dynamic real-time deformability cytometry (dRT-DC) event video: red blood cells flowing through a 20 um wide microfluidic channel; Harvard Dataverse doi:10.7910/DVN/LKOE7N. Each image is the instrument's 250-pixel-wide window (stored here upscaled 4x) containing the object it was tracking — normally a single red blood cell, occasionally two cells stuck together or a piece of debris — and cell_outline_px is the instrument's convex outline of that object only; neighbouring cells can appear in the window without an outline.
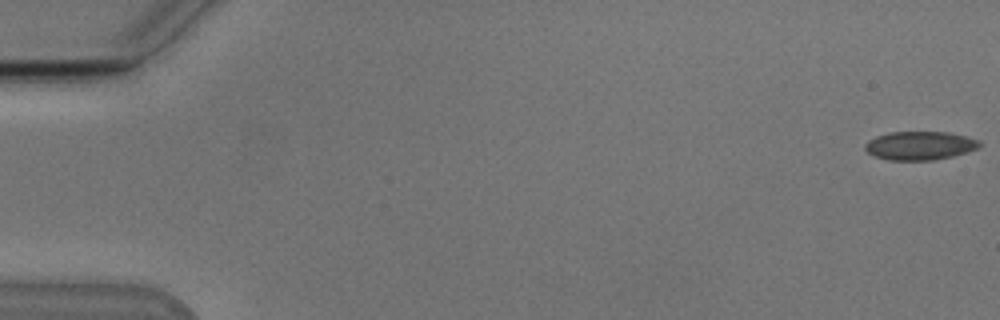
{"species": "Egyptian fruit bat (a non-hibernating species)", "species_latin": "Rousettus aegyptiacus", "temperature_condition": "cold", "stored_images_in_passage": 54, "camera_frame_rate_fps": 3000, "um_per_image_px": 0.085, "animal": {"sex": "male"}, "frame": {"image": 1, "passage_image": 1, "time_ms": 0.0, "image_size_px": [1000, 320], "cell_outline_px": [[980, 144], [976, 148], [952, 156], [932, 160], [888, 160], [876, 156], [868, 152], [864, 148], [864, 144], [868, 140], [876, 136], [888, 132], [948, 132], [968, 136], [980, 140]], "centroid_in_image_um": [78.16, 12.36], "position_along_channel_um": 6.8, "area_um2": 18.96}}
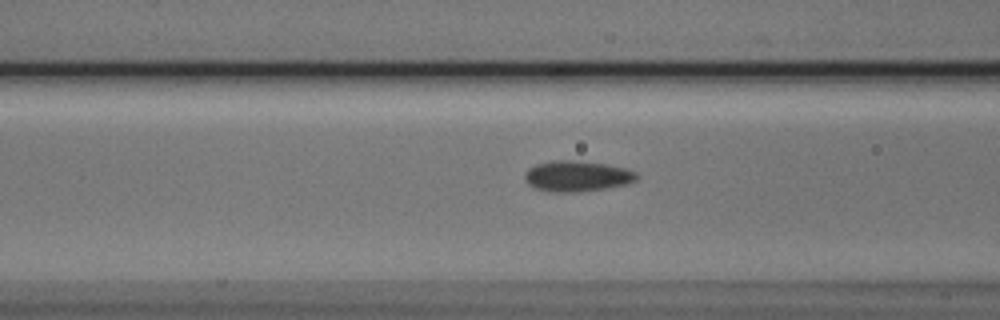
{"frame": {"image": 2, "passage_image": 22, "time_ms": 7.0, "image_size_px": [1000, 320], "cell_outline_px": [[640, 176], [636, 180], [624, 184], [604, 188], [576, 192], [556, 192], [532, 188], [528, 184], [524, 176], [524, 172], [528, 168], [536, 164], [556, 160], [572, 160], [604, 164], [624, 168], [636, 172]], "centroid_in_image_um": [49.0, 14.97], "position_along_channel_um": 117.6, "area_um2": 19.88}}
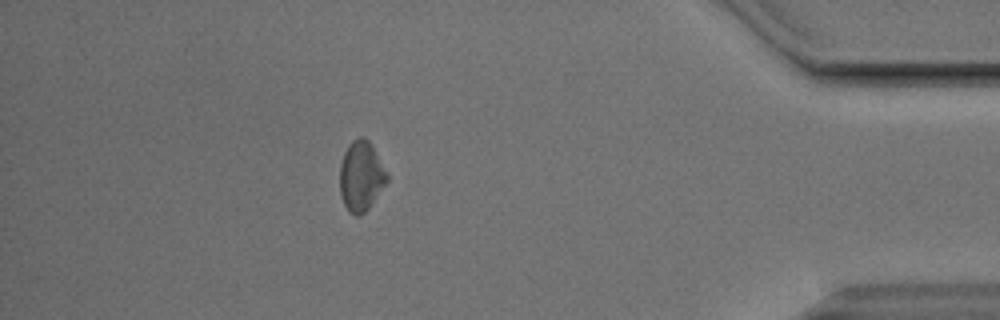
{"frame": {"image": 3, "passage_image": 48, "time_ms": 15.667, "image_size_px": [1000, 320], "cell_outline_px": [[388, 180], [368, 208], [360, 216], [356, 216], [348, 212], [344, 204], [340, 192], [340, 164], [344, 152], [348, 144], [352, 140], [360, 136], [364, 136], [368, 140], [388, 176]], "centroid_in_image_um": [30.65, 14.97], "position_along_channel_um": 404.5, "area_um2": 18.96}, "authors_computed_cell_mechanics": {"area_um2": 19.074, "velocity_mm_per_s": 3.8221, "shape_relaxation_time_tau1_ms": 2.5148, "shape_relaxation_time_tau2_ms": 3.0943, "deformation_change_tau1": 0.0538, "deformation_change_tau2": 0.0793}}